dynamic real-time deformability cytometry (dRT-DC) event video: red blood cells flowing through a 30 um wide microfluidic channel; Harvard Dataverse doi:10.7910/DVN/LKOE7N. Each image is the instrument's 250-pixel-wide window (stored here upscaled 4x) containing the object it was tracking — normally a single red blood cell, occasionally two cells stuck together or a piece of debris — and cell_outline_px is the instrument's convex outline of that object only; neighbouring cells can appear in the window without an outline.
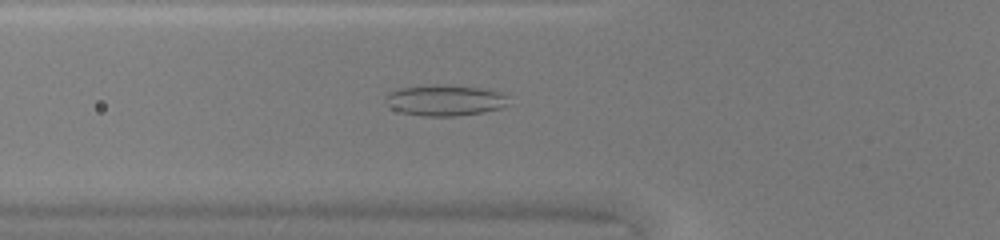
{"species": "common noctule bat (a hibernating species)", "species_latin": "Nyctalus noctula", "temperature_condition": "warm", "stored_images_in_passage": 48, "camera_frame_rate_fps": 3000, "um_per_image_px": 0.085, "animal": {"sex": "female", "body_mass_g": 20.0, "forearm_length_mm": 54.0}, "frame": {"image": 1, "passage_image": 18, "time_ms": 5.667, "image_size_px": [1000, 240], "cell_outline_px": [[508, 104], [500, 108], [480, 112], [456, 116], [424, 116], [404, 112], [392, 108], [388, 104], [388, 92], [400, 88], [436, 84], [480, 88], [500, 92], [508, 96]], "centroid_in_image_um": [37.85, 8.52], "position_along_channel_um": 87.9, "area_um2": 21.73}}
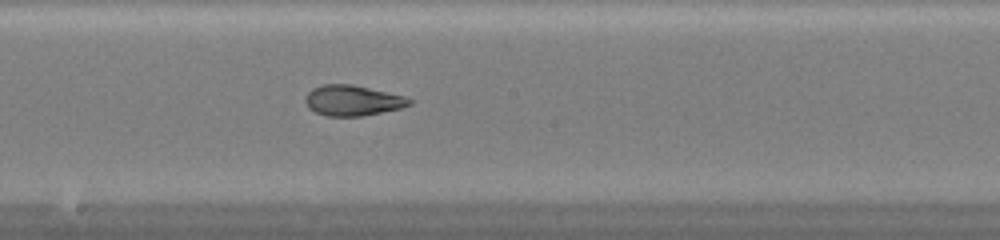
{"frame": {"image": 2, "passage_image": 27, "time_ms": 8.667, "image_size_px": [1000, 240], "cell_outline_px": [[412, 104], [400, 108], [360, 116], [328, 116], [316, 112], [308, 108], [304, 100], [304, 96], [312, 88], [324, 84], [352, 84], [404, 96], [412, 100]], "centroid_in_image_um": [29.93, 8.53], "position_along_channel_um": 218.3, "area_um2": 18.38}}
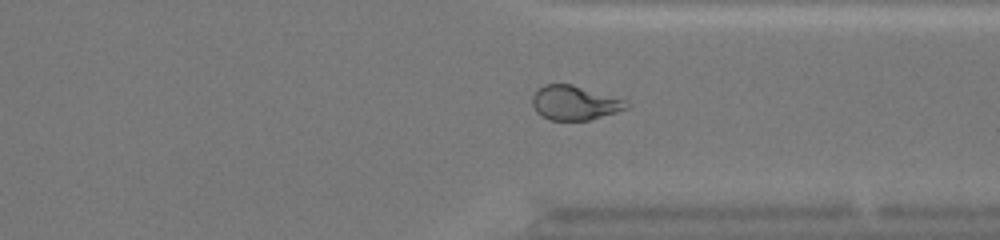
{"frame": {"image": 3, "passage_image": 37, "time_ms": 12.0, "image_size_px": [1000, 240], "cell_outline_px": [[628, 108], [616, 112], [588, 120], [548, 120], [540, 116], [536, 112], [532, 104], [532, 96], [544, 84], [572, 84], [628, 100]], "centroid_in_image_um": [48.84, 8.74], "position_along_channel_um": 362.6, "area_um2": 18.9}, "authors_computed_cell_mechanics": {"area_um2": 21.5016, "velocity_mm_per_s": 4.3355, "shape_relaxation_time_tau1_ms": null, "shape_relaxation_time_tau2_ms": 1.1699, "deformation_change_tau1": null, "deformation_change_tau2": 0.0707}}